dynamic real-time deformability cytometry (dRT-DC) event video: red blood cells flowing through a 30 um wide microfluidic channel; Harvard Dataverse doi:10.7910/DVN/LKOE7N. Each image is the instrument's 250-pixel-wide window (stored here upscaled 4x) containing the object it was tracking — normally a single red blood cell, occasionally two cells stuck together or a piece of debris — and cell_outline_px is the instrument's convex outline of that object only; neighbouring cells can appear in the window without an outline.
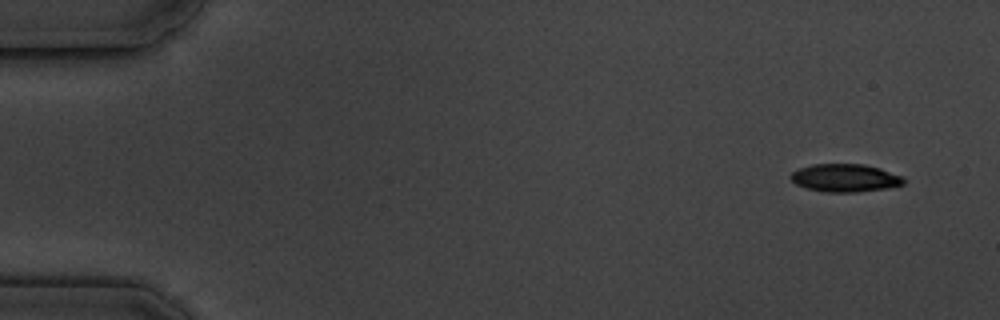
{"species": "common noctule bat (a hibernating species)", "species_latin": "Nyctalus noctula", "temperature_condition": "cold", "stored_images_in_passage": 6, "camera_frame_rate_fps": 3000, "um_per_image_px": 0.085, "animal": {"sex": "male", "body_mass_g": 19.5, "forearm_length_mm": 54.6}, "frame": {"image": 1, "passage_image": 1, "time_ms": 0.0, "image_size_px": [1000, 320], "cell_outline_px": [[908, 180], [904, 184], [888, 188], [856, 192], [828, 192], [808, 188], [796, 184], [788, 176], [792, 172], [800, 168], [812, 164], [864, 164], [880, 168], [904, 176]], "centroid_in_image_um": [71.89, 15.12], "position_along_channel_um": 13.1, "area_um2": 18.5}}
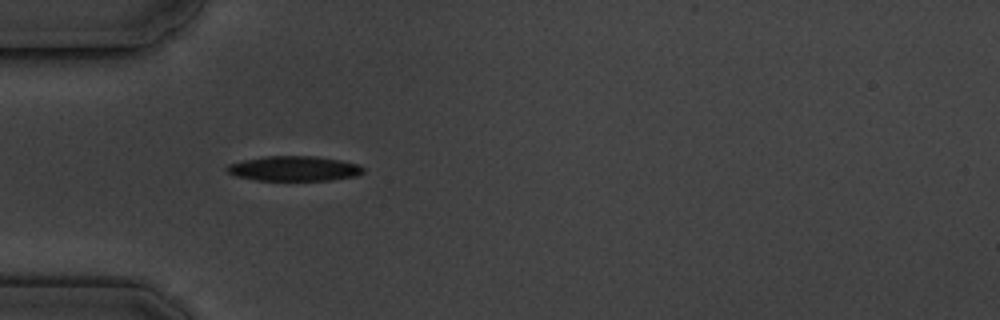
{"frame": {"image": 2, "passage_image": 5, "time_ms": 4.667, "image_size_px": [1000, 320], "cell_outline_px": [[364, 172], [356, 176], [332, 180], [256, 180], [236, 176], [228, 172], [224, 168], [228, 164], [244, 160], [264, 156], [316, 156], [340, 160], [360, 164], [364, 168]], "centroid_in_image_um": [25.01, 14.32], "position_along_channel_um": 60.0, "area_um2": 19.88}}